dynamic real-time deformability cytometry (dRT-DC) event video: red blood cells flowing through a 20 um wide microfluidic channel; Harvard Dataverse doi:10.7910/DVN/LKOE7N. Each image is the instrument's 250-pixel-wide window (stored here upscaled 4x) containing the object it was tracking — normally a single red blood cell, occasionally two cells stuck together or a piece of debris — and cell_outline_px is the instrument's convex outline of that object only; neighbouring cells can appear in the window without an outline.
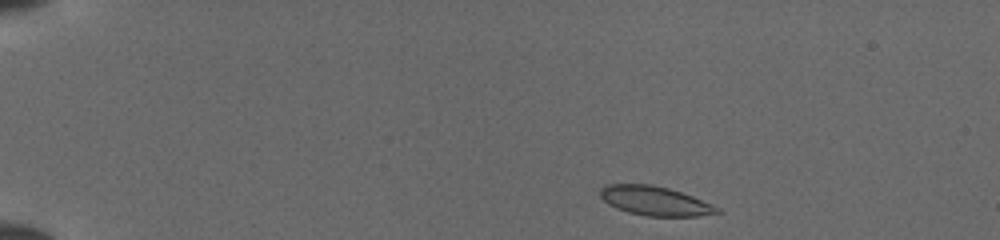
{"species": "common noctule bat (a hibernating species)", "species_latin": "Nyctalus noctula", "temperature_condition": "cold", "stored_images_in_passage": 42, "camera_frame_rate_fps": 3000, "um_per_image_px": 0.085, "animal": {"sex": "female", "body_mass_g": 19.5, "forearm_length_mm": 54.1}, "frame": {"image": 1, "passage_image": 1, "time_ms": 0.0, "image_size_px": [1000, 240], "cell_outline_px": [[724, 212], [696, 216], [644, 216], [628, 212], [616, 208], [608, 204], [600, 196], [600, 188], [604, 184], [652, 184], [668, 188], [692, 196], [712, 204], [720, 208]], "centroid_in_image_um": [55.66, 17.07], "position_along_channel_um": 29.3, "area_um2": 20.0}}
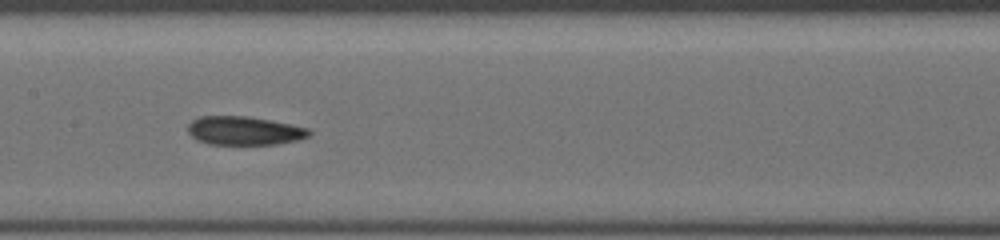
{"frame": {"image": 2, "passage_image": 19, "time_ms": 6.0, "image_size_px": [1000, 240], "cell_outline_px": [[312, 132], [308, 136], [300, 140], [276, 144], [208, 144], [196, 140], [188, 132], [188, 124], [192, 120], [200, 116], [248, 116], [308, 128]], "centroid_in_image_um": [20.74, 11.11], "position_along_channel_um": 186.7, "area_um2": 20.17}}
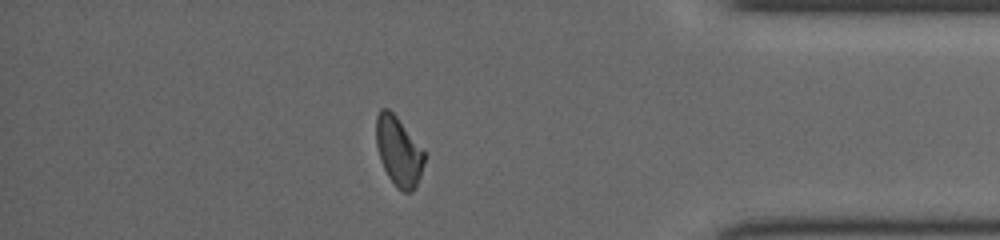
{"frame": {"image": 3, "passage_image": 36, "time_ms": 11.667, "image_size_px": [1000, 240], "cell_outline_px": [[424, 160], [420, 176], [416, 188], [412, 192], [400, 192], [396, 188], [388, 176], [380, 160], [376, 144], [376, 116], [380, 108], [388, 108], [396, 116], [424, 152]], "centroid_in_image_um": [33.85, 12.89], "position_along_channel_um": 401.3, "area_um2": 19.31}}